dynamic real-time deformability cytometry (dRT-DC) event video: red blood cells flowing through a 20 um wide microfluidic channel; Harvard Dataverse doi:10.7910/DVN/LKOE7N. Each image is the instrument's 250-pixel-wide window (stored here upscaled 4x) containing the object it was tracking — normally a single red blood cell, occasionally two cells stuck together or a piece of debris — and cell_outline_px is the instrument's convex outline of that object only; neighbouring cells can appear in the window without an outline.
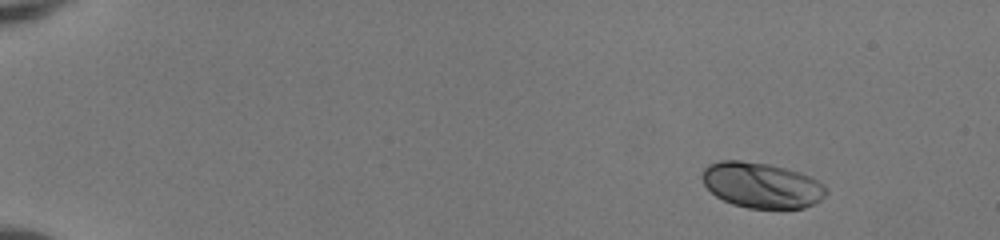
{"species": "human", "species_latin": "Homo sapiens", "temperature_condition": "room temperature", "stored_images_in_passage": 46, "camera_frame_rate_fps": 3000, "um_per_image_px": 0.085, "donor": {"sex": "female"}, "frame": {"image": 1, "passage_image": 1, "time_ms": 0.0, "image_size_px": [1000, 240], "cell_outline_px": [[828, 192], [820, 200], [804, 208], [748, 208], [732, 204], [716, 196], [704, 184], [700, 176], [704, 168], [708, 164], [720, 160], [740, 160], [768, 164], [800, 172], [824, 184]], "centroid_in_image_um": [64.71, 15.73], "position_along_channel_um": 20.3, "area_um2": 32.83}}
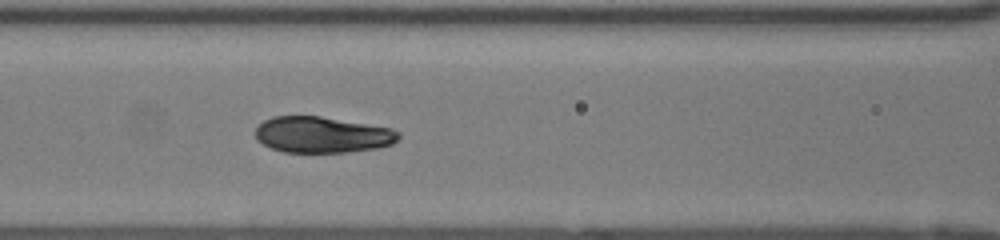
{"frame": {"image": 2, "passage_image": 20, "time_ms": 6.333, "image_size_px": [1000, 240], "cell_outline_px": [[400, 136], [392, 144], [376, 148], [348, 152], [284, 152], [272, 148], [256, 140], [256, 128], [264, 120], [272, 116], [320, 116], [392, 128], [400, 132]], "centroid_in_image_um": [27.39, 11.45], "position_along_channel_um": 139.2, "area_um2": 30.06}}
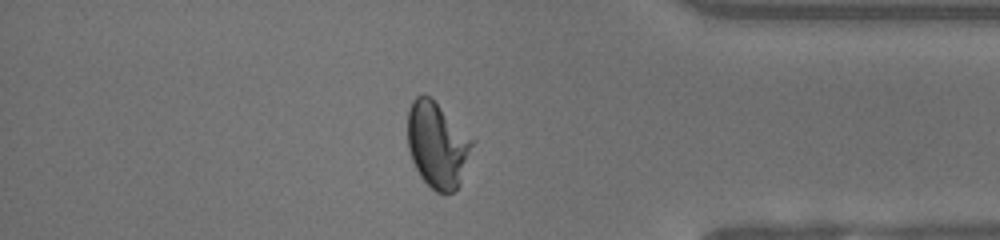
{"frame": {"image": 3, "passage_image": 40, "time_ms": 13.0, "image_size_px": [1000, 240], "cell_outline_px": [[472, 144], [460, 184], [452, 192], [436, 192], [420, 176], [412, 160], [408, 148], [408, 112], [412, 100], [416, 96], [432, 96], [472, 140]], "centroid_in_image_um": [37.14, 12.29], "position_along_channel_um": 398.1, "area_um2": 31.62}, "authors_computed_cell_mechanics": {"area_um2": 31.8767, "velocity_mm_per_s": 4.1253, "shape_relaxation_time_tau1_ms": 3.3761, "shape_relaxation_time_tau2_ms": null, "deformation_change_tau1": 0.1698, "deformation_change_tau2": null}}